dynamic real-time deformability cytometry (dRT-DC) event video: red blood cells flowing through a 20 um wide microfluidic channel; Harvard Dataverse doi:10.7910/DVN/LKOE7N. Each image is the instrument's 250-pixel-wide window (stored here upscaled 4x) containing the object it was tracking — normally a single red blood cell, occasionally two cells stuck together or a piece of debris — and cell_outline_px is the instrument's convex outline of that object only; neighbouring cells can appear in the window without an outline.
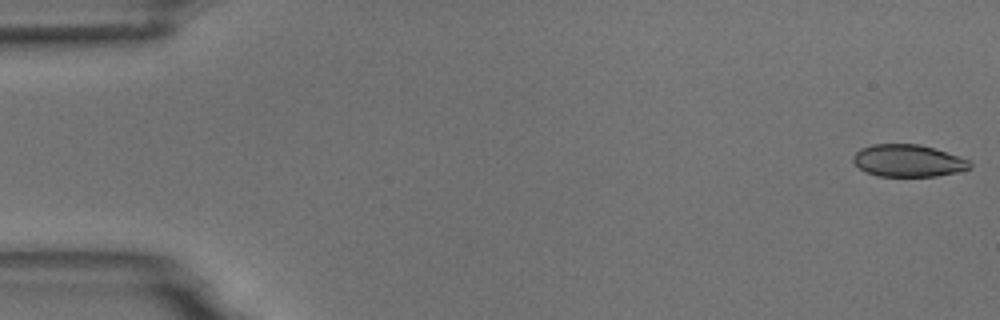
{"species": "common noctule bat (a hibernating species)", "species_latin": "Nyctalus noctula", "temperature_condition": "room temperature", "stored_images_in_passage": 6, "camera_frame_rate_fps": 3000, "um_per_image_px": 0.085, "animal": {"sex": "male", "body_mass_g": 18.8}, "frame": {"image": 1, "passage_image": 1, "time_ms": 0.0, "image_size_px": [1000, 320], "cell_outline_px": [[972, 168], [956, 172], [936, 176], [880, 176], [868, 172], [860, 168], [852, 160], [852, 156], [860, 148], [872, 144], [920, 144], [936, 148], [968, 160], [972, 164]], "centroid_in_image_um": [77.19, 13.65], "position_along_channel_um": 7.8, "area_um2": 21.85}}
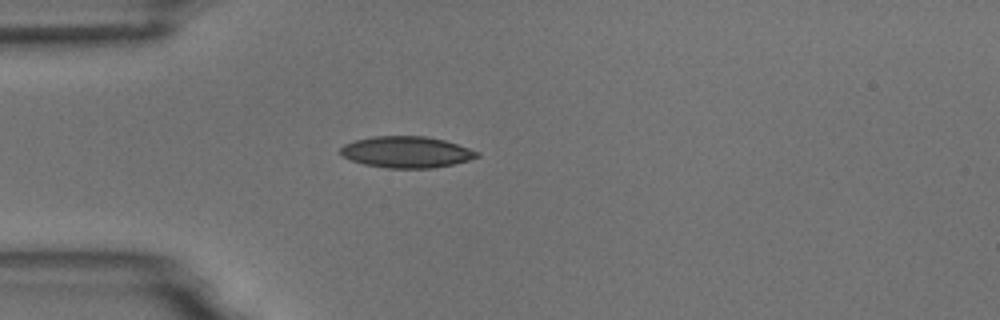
{"frame": {"image": 2, "passage_image": 5, "time_ms": 4.667, "image_size_px": [1000, 320], "cell_outline_px": [[480, 156], [468, 160], [452, 164], [432, 168], [388, 168], [364, 164], [340, 156], [340, 148], [344, 144], [356, 140], [372, 136], [424, 136], [444, 140], [480, 152]], "centroid_in_image_um": [34.53, 12.92], "position_along_channel_um": 50.5, "area_um2": 24.85}}